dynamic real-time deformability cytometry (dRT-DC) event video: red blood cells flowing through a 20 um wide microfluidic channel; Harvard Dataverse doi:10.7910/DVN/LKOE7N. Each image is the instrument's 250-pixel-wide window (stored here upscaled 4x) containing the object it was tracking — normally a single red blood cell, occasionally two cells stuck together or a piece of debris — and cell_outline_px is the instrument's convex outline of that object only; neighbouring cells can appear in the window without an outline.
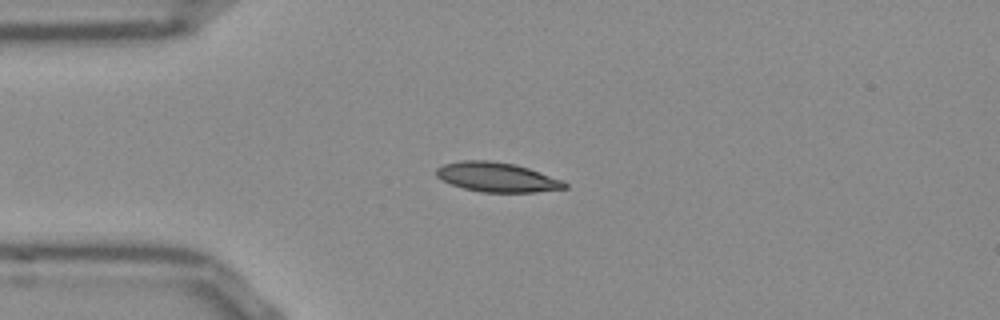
{"species": "Egyptian fruit bat (a non-hibernating species)", "species_latin": "Rousettus aegyptiacus", "temperature_condition": "room temperature", "stored_images_in_passage": 41, "camera_frame_rate_fps": 3000, "um_per_image_px": 0.085, "frame": {"image": 1, "passage_image": 1, "time_ms": 0.0, "image_size_px": [1000, 320], "cell_outline_px": [[568, 188], [536, 192], [480, 192], [464, 188], [452, 184], [436, 176], [436, 168], [444, 164], [460, 160], [488, 160], [516, 164], [564, 180], [568, 184]], "centroid_in_image_um": [42.28, 15.05], "position_along_channel_um": 42.7, "area_um2": 22.14}}
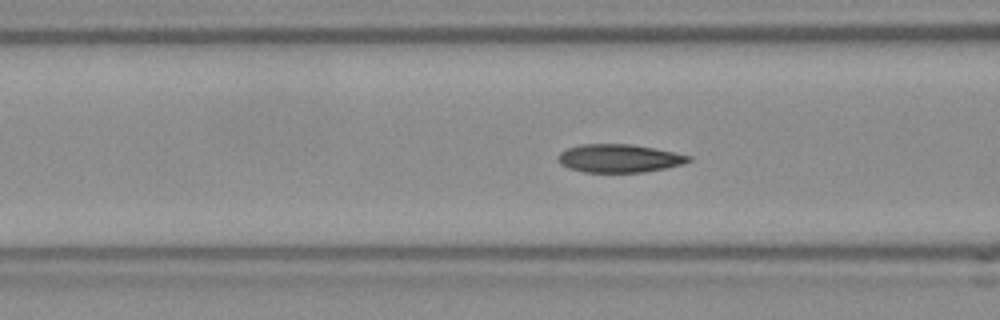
{"frame": {"image": 2, "passage_image": 8, "time_ms": 2.333, "image_size_px": [1000, 320], "cell_outline_px": [[692, 160], [684, 164], [644, 172], [584, 172], [568, 168], [560, 164], [556, 160], [556, 156], [560, 152], [568, 148], [580, 144], [632, 144], [692, 156]], "centroid_in_image_um": [52.59, 13.46], "position_along_channel_um": 114.0, "area_um2": 21.5}}
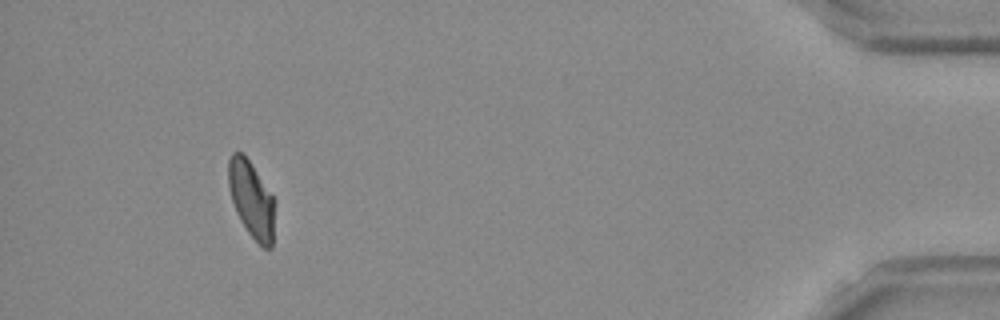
{"frame": {"image": 3, "passage_image": 37, "time_ms": 12.0, "image_size_px": [1000, 320], "cell_outline_px": [[276, 200], [272, 248], [264, 248], [248, 232], [240, 220], [236, 212], [232, 200], [228, 184], [228, 160], [232, 152], [240, 152], [248, 160]], "centroid_in_image_um": [21.39, 16.97], "position_along_channel_um": 413.8, "area_um2": 20.63}, "authors_computed_cell_mechanics": {"area_um2": 21.5016, "velocity_mm_per_s": 3.8242, "shape_relaxation_time_tau1_ms": 7.5427, "shape_relaxation_time_tau2_ms": 1.049, "deformation_change_tau1": 0.1819, "deformation_change_tau2": 0.053}}